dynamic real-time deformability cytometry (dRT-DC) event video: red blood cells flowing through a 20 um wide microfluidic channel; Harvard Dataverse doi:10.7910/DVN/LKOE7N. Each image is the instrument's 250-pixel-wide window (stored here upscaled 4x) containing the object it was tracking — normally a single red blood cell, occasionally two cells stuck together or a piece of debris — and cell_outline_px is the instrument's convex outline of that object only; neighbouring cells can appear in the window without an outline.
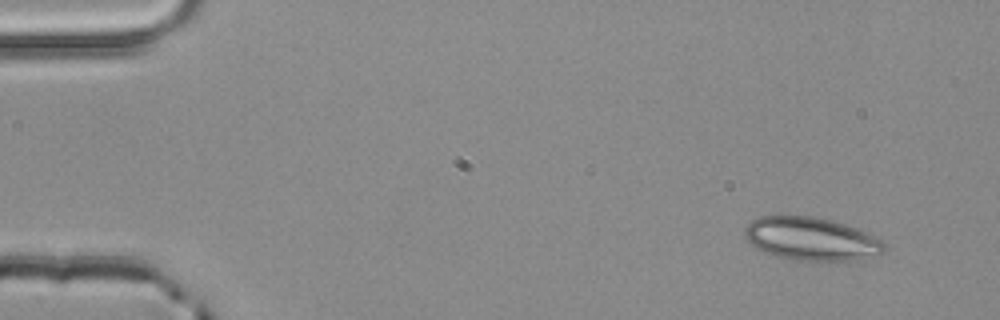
{"species": "common noctule bat (a hibernating species)", "species_latin": "Nyctalus noctula", "temperature_condition": "room temperature", "stored_images_in_passage": 3, "camera_frame_rate_fps": 3000, "um_per_image_px": 0.085, "animal": {"sex": "male", "body_mass_g": 20.4}, "frame": {"image": 1, "passage_image": 1, "time_ms": 0.0, "image_size_px": [1000, 320], "cell_outline_px": [[888, 248], [884, 252], [860, 260], [796, 260], [776, 256], [764, 252], [756, 248], [744, 236], [744, 228], [752, 220], [760, 216], [780, 212], [812, 216], [836, 220], [848, 224], [880, 240]], "centroid_in_image_um": [68.9, 20.25], "position_along_channel_um": 16.1, "area_um2": 35.84}}